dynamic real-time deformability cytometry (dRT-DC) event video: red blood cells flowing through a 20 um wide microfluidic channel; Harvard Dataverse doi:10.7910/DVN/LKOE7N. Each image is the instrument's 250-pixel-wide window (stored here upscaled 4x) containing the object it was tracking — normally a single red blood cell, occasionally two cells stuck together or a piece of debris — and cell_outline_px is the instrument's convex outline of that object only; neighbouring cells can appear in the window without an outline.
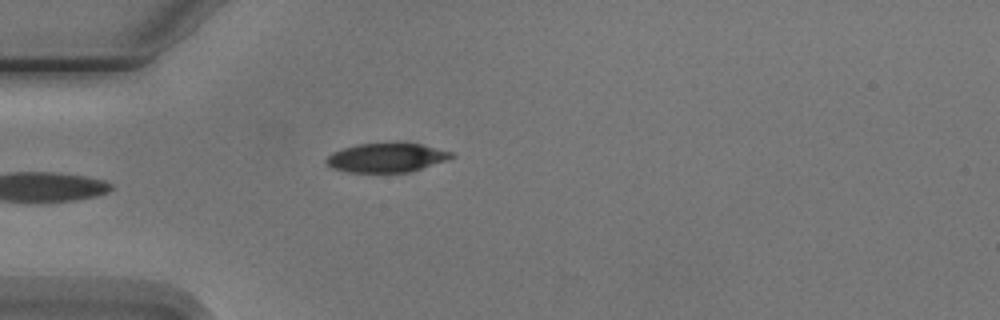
{"species": "Egyptian fruit bat (a non-hibernating species)", "species_latin": "Rousettus aegyptiacus", "temperature_condition": "cold", "stored_images_in_passage": 4, "camera_frame_rate_fps": 3000, "um_per_image_px": 0.085, "animal": {"sex": "male"}, "frame": {"image": 1, "passage_image": 4, "time_ms": 4.333, "image_size_px": [1000, 320], "cell_outline_px": [[456, 156], [412, 172], [348, 172], [336, 168], [328, 164], [324, 160], [328, 156], [344, 148], [360, 144], [404, 140], [452, 152]], "centroid_in_image_um": [32.92, 13.37], "position_along_channel_um": 52.1, "area_um2": 21.44}}